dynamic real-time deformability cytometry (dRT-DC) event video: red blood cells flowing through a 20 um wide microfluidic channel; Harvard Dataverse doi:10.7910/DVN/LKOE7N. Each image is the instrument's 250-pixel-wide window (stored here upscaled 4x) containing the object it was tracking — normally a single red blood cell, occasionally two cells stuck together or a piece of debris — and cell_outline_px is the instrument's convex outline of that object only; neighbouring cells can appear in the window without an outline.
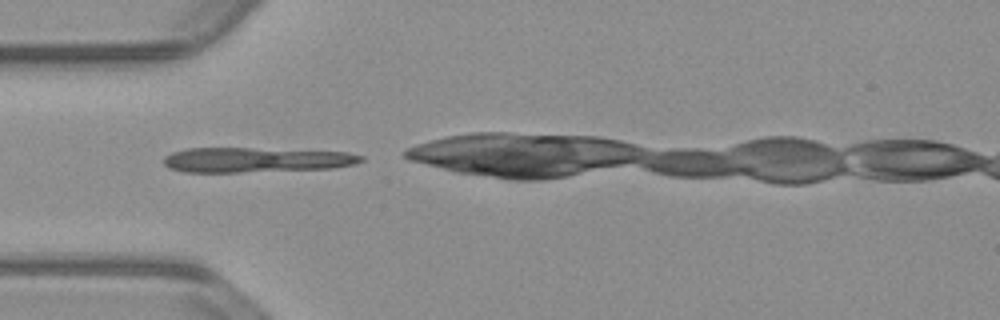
{"species": "common noctule bat (a hibernating species)", "species_latin": "Nyctalus noctula", "temperature_condition": "warm", "stored_images_in_passage": 26, "camera_frame_rate_fps": 3000, "um_per_image_px": 0.085, "animal": {"sex": "male", "body_mass_g": 23.1, "forearm_length_mm": 52.7}, "frame": {"image": 1, "passage_image": 1, "time_ms": 0.0, "image_size_px": [1000, 320], "cell_outline_px": [[364, 160], [356, 164], [332, 168], [240, 172], [184, 172], [168, 168], [164, 164], [164, 156], [172, 152], [188, 148], [248, 148], [348, 152], [364, 156]], "centroid_in_image_um": [21.74, 13.59], "position_along_channel_um": 63.3, "area_um2": 28.61}}